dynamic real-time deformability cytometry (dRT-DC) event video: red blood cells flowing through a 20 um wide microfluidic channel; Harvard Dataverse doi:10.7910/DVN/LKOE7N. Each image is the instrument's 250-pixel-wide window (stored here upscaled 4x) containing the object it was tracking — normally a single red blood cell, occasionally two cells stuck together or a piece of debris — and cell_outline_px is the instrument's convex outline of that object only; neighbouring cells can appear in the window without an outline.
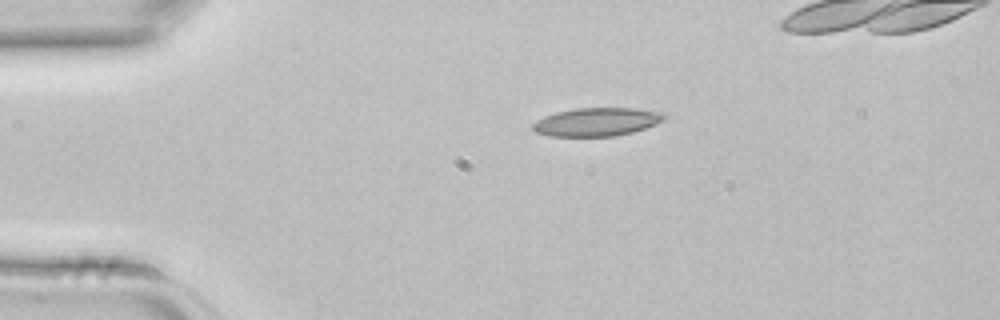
{"species": "common noctule bat (a hibernating species)", "species_latin": "Nyctalus noctula", "temperature_condition": "room temperature", "stored_images_in_passage": 3, "camera_frame_rate_fps": 3000, "um_per_image_px": 0.085, "animal": {"sex": "female", "body_mass_g": 22.7, "forearm_length_mm": 54.2}, "frame": {"image": 1, "passage_image": 1, "time_ms": 0.0, "image_size_px": [1000, 320], "cell_outline_px": [[664, 120], [656, 124], [632, 132], [616, 136], [548, 136], [536, 132], [532, 128], [532, 124], [536, 120], [544, 116], [556, 112], [576, 108], [636, 108], [664, 112]], "centroid_in_image_um": [50.71, 10.36], "position_along_channel_um": 34.3, "area_um2": 21.73}}